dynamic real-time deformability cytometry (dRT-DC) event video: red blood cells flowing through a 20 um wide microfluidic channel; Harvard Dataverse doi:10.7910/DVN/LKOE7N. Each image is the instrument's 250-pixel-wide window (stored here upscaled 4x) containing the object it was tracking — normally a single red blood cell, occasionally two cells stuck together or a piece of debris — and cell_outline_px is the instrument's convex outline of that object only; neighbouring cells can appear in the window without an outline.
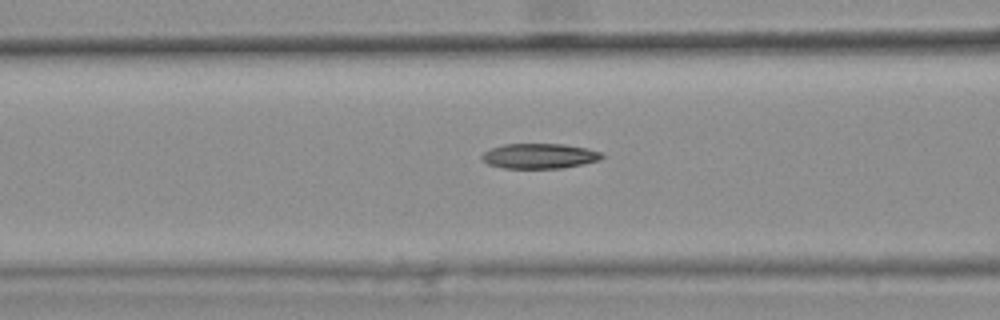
{"species": "common noctule bat (a hibernating species)", "species_latin": "Nyctalus noctula", "temperature_condition": "warm", "stored_images_in_passage": 47, "camera_frame_rate_fps": 3000, "um_per_image_px": 0.085, "animal": {"sex": "female", "body_mass_g": 25.1}, "frame": {"image": 1, "passage_image": 21, "time_ms": 6.667, "image_size_px": [1000, 320], "cell_outline_px": [[604, 156], [600, 160], [560, 168], [504, 168], [488, 164], [480, 160], [480, 156], [484, 152], [492, 148], [504, 144], [564, 144], [588, 148], [600, 152]], "centroid_in_image_um": [45.82, 13.25], "position_along_channel_um": 120.8, "area_um2": 17.51}, "authors_computed_cell_mechanics": {"area_um2": 17.9758, "velocity_mm_per_s": 3.8195, "shape_relaxation_time_tau1_ms": 7.9027, "shape_relaxation_time_tau2_ms": 2.1654, "deformation_change_tau1": 0.1981, "deformation_change_tau2": 0.0866}}